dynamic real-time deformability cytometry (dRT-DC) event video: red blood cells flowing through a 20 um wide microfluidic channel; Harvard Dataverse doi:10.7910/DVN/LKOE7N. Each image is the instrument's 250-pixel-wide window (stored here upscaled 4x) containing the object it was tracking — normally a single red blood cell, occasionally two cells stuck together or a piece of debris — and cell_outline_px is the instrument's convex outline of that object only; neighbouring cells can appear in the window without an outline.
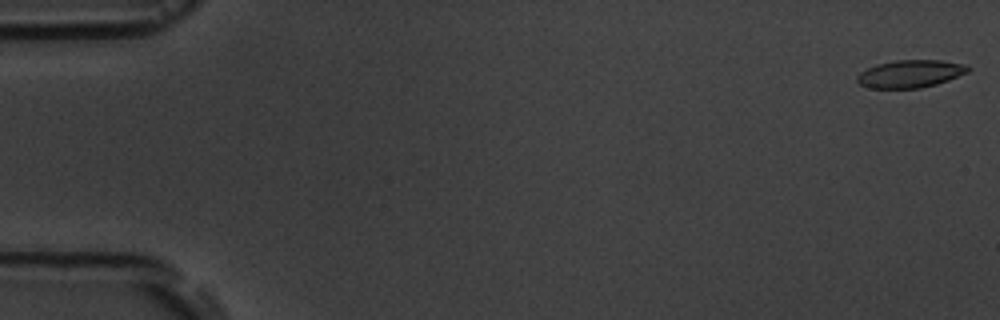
{"species": "common noctule bat (a hibernating species)", "species_latin": "Nyctalus noctula", "temperature_condition": "room temperature", "stored_images_in_passage": 7, "segment_of_instrument_passage": [1, 2], "camera_frame_rate_fps": 3000, "um_per_image_px": 0.085, "animal": {"sex": "male", "body_mass_g": 19.5, "forearm_length_mm": 54.6}, "frame": {"image": 1, "passage_image": 1, "time_ms": 0.0, "image_size_px": [1000, 320], "cell_outline_px": [[972, 68], [968, 72], [948, 80], [936, 84], [920, 88], [872, 88], [860, 84], [856, 80], [856, 76], [860, 72], [876, 64], [896, 60], [940, 60], [968, 64]], "centroid_in_image_um": [77.41, 6.26], "position_along_channel_um": 7.6, "area_um2": 17.92}}
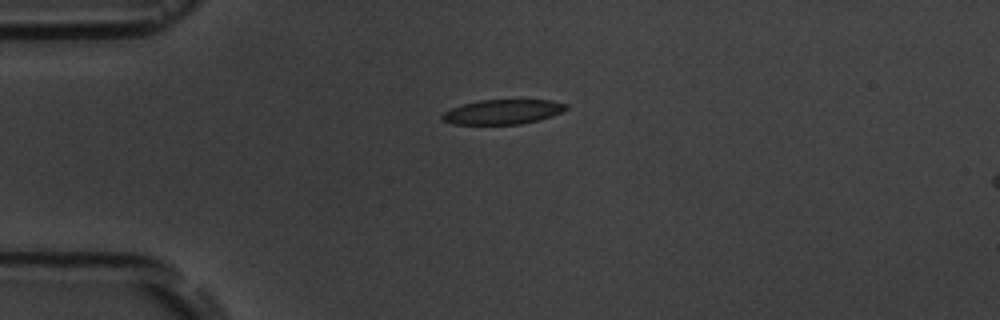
{"frame": {"image": 2, "passage_image": 5, "time_ms": 4.333, "image_size_px": [1000, 320], "cell_outline_px": [[568, 108], [552, 116], [540, 120], [520, 124], [452, 124], [444, 120], [440, 116], [444, 112], [452, 108], [464, 104], [480, 100], [552, 100], [568, 104]], "centroid_in_image_um": [42.76, 9.51], "position_along_channel_um": 42.2, "area_um2": 17.74}}